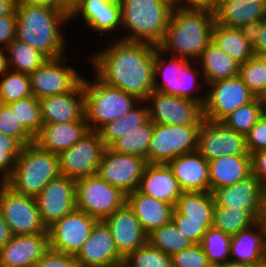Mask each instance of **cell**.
I'll return each mask as SVG.
<instances>
[{
    "label": "cell",
    "instance_id": "b9f144b4",
    "mask_svg": "<svg viewBox=\"0 0 266 267\" xmlns=\"http://www.w3.org/2000/svg\"><path fill=\"white\" fill-rule=\"evenodd\" d=\"M7 105L11 112H14L19 123L35 137L43 125L39 99L30 96Z\"/></svg>",
    "mask_w": 266,
    "mask_h": 267
},
{
    "label": "cell",
    "instance_id": "d4e9b609",
    "mask_svg": "<svg viewBox=\"0 0 266 267\" xmlns=\"http://www.w3.org/2000/svg\"><path fill=\"white\" fill-rule=\"evenodd\" d=\"M183 192H210L208 161L196 150L166 163Z\"/></svg>",
    "mask_w": 266,
    "mask_h": 267
},
{
    "label": "cell",
    "instance_id": "bcb514c9",
    "mask_svg": "<svg viewBox=\"0 0 266 267\" xmlns=\"http://www.w3.org/2000/svg\"><path fill=\"white\" fill-rule=\"evenodd\" d=\"M22 149L23 145L16 138L0 133V178L4 181L11 175Z\"/></svg>",
    "mask_w": 266,
    "mask_h": 267
},
{
    "label": "cell",
    "instance_id": "89a4df30",
    "mask_svg": "<svg viewBox=\"0 0 266 267\" xmlns=\"http://www.w3.org/2000/svg\"><path fill=\"white\" fill-rule=\"evenodd\" d=\"M168 1L171 2L172 4H174L176 6L178 0H168Z\"/></svg>",
    "mask_w": 266,
    "mask_h": 267
},
{
    "label": "cell",
    "instance_id": "836d02e7",
    "mask_svg": "<svg viewBox=\"0 0 266 267\" xmlns=\"http://www.w3.org/2000/svg\"><path fill=\"white\" fill-rule=\"evenodd\" d=\"M148 119V105L145 101H141L138 106L129 111L123 118L103 125L97 132L105 148H109L121 136L132 132V130L144 124Z\"/></svg>",
    "mask_w": 266,
    "mask_h": 267
},
{
    "label": "cell",
    "instance_id": "c3c4849f",
    "mask_svg": "<svg viewBox=\"0 0 266 267\" xmlns=\"http://www.w3.org/2000/svg\"><path fill=\"white\" fill-rule=\"evenodd\" d=\"M172 267H207L210 262L200 244H192L171 256Z\"/></svg>",
    "mask_w": 266,
    "mask_h": 267
},
{
    "label": "cell",
    "instance_id": "5bb4252c",
    "mask_svg": "<svg viewBox=\"0 0 266 267\" xmlns=\"http://www.w3.org/2000/svg\"><path fill=\"white\" fill-rule=\"evenodd\" d=\"M147 164L145 158L121 154L105 148L97 174L127 195L137 190Z\"/></svg>",
    "mask_w": 266,
    "mask_h": 267
},
{
    "label": "cell",
    "instance_id": "6da1fadb",
    "mask_svg": "<svg viewBox=\"0 0 266 267\" xmlns=\"http://www.w3.org/2000/svg\"><path fill=\"white\" fill-rule=\"evenodd\" d=\"M114 37H111L109 46L89 57L94 75L105 84L145 101L154 88V63L158 46L119 37L113 40Z\"/></svg>",
    "mask_w": 266,
    "mask_h": 267
},
{
    "label": "cell",
    "instance_id": "f1b7e54d",
    "mask_svg": "<svg viewBox=\"0 0 266 267\" xmlns=\"http://www.w3.org/2000/svg\"><path fill=\"white\" fill-rule=\"evenodd\" d=\"M266 258V228L258 220L232 236L230 261L253 266Z\"/></svg>",
    "mask_w": 266,
    "mask_h": 267
},
{
    "label": "cell",
    "instance_id": "60d3db41",
    "mask_svg": "<svg viewBox=\"0 0 266 267\" xmlns=\"http://www.w3.org/2000/svg\"><path fill=\"white\" fill-rule=\"evenodd\" d=\"M232 236L213 226L204 233L200 245L210 263L224 264L230 261Z\"/></svg>",
    "mask_w": 266,
    "mask_h": 267
},
{
    "label": "cell",
    "instance_id": "db71d44e",
    "mask_svg": "<svg viewBox=\"0 0 266 267\" xmlns=\"http://www.w3.org/2000/svg\"><path fill=\"white\" fill-rule=\"evenodd\" d=\"M250 31L254 56H266V18Z\"/></svg>",
    "mask_w": 266,
    "mask_h": 267
},
{
    "label": "cell",
    "instance_id": "83f0119b",
    "mask_svg": "<svg viewBox=\"0 0 266 267\" xmlns=\"http://www.w3.org/2000/svg\"><path fill=\"white\" fill-rule=\"evenodd\" d=\"M90 131L86 121L43 124L34 142L44 150L59 153L71 148Z\"/></svg>",
    "mask_w": 266,
    "mask_h": 267
},
{
    "label": "cell",
    "instance_id": "f5cc1de1",
    "mask_svg": "<svg viewBox=\"0 0 266 267\" xmlns=\"http://www.w3.org/2000/svg\"><path fill=\"white\" fill-rule=\"evenodd\" d=\"M16 37V12L0 17V48H7Z\"/></svg>",
    "mask_w": 266,
    "mask_h": 267
},
{
    "label": "cell",
    "instance_id": "a7ac6f4b",
    "mask_svg": "<svg viewBox=\"0 0 266 267\" xmlns=\"http://www.w3.org/2000/svg\"><path fill=\"white\" fill-rule=\"evenodd\" d=\"M207 267H222V264L210 263Z\"/></svg>",
    "mask_w": 266,
    "mask_h": 267
},
{
    "label": "cell",
    "instance_id": "277c9868",
    "mask_svg": "<svg viewBox=\"0 0 266 267\" xmlns=\"http://www.w3.org/2000/svg\"><path fill=\"white\" fill-rule=\"evenodd\" d=\"M119 2L122 32L125 30V35H121L119 39L158 46L165 36L175 5L168 0H119Z\"/></svg>",
    "mask_w": 266,
    "mask_h": 267
},
{
    "label": "cell",
    "instance_id": "d590c367",
    "mask_svg": "<svg viewBox=\"0 0 266 267\" xmlns=\"http://www.w3.org/2000/svg\"><path fill=\"white\" fill-rule=\"evenodd\" d=\"M9 70L30 74L49 58L29 44L13 39L6 48Z\"/></svg>",
    "mask_w": 266,
    "mask_h": 267
},
{
    "label": "cell",
    "instance_id": "f907efd6",
    "mask_svg": "<svg viewBox=\"0 0 266 267\" xmlns=\"http://www.w3.org/2000/svg\"><path fill=\"white\" fill-rule=\"evenodd\" d=\"M249 154L266 149V112L245 136Z\"/></svg>",
    "mask_w": 266,
    "mask_h": 267
},
{
    "label": "cell",
    "instance_id": "8fae6325",
    "mask_svg": "<svg viewBox=\"0 0 266 267\" xmlns=\"http://www.w3.org/2000/svg\"><path fill=\"white\" fill-rule=\"evenodd\" d=\"M0 211L11 235L48 232L35 197L16 193L5 184L0 187Z\"/></svg>",
    "mask_w": 266,
    "mask_h": 267
},
{
    "label": "cell",
    "instance_id": "5b68a950",
    "mask_svg": "<svg viewBox=\"0 0 266 267\" xmlns=\"http://www.w3.org/2000/svg\"><path fill=\"white\" fill-rule=\"evenodd\" d=\"M59 176L58 154L44 150L33 142L23 146L5 185L16 193L36 197L51 180Z\"/></svg>",
    "mask_w": 266,
    "mask_h": 267
},
{
    "label": "cell",
    "instance_id": "9c48e42d",
    "mask_svg": "<svg viewBox=\"0 0 266 267\" xmlns=\"http://www.w3.org/2000/svg\"><path fill=\"white\" fill-rule=\"evenodd\" d=\"M200 127L154 124L148 163L166 164L177 156L196 151Z\"/></svg>",
    "mask_w": 266,
    "mask_h": 267
},
{
    "label": "cell",
    "instance_id": "ac0fdd59",
    "mask_svg": "<svg viewBox=\"0 0 266 267\" xmlns=\"http://www.w3.org/2000/svg\"><path fill=\"white\" fill-rule=\"evenodd\" d=\"M75 189L76 180L61 175L51 180L35 197L41 220L46 228L76 209Z\"/></svg>",
    "mask_w": 266,
    "mask_h": 267
},
{
    "label": "cell",
    "instance_id": "3957f363",
    "mask_svg": "<svg viewBox=\"0 0 266 267\" xmlns=\"http://www.w3.org/2000/svg\"><path fill=\"white\" fill-rule=\"evenodd\" d=\"M214 12L174 7L158 49L172 57L197 61L213 40Z\"/></svg>",
    "mask_w": 266,
    "mask_h": 267
},
{
    "label": "cell",
    "instance_id": "8d00e7d4",
    "mask_svg": "<svg viewBox=\"0 0 266 267\" xmlns=\"http://www.w3.org/2000/svg\"><path fill=\"white\" fill-rule=\"evenodd\" d=\"M154 124L148 119L144 124L121 136L109 148L121 154L135 155L148 162V151Z\"/></svg>",
    "mask_w": 266,
    "mask_h": 267
},
{
    "label": "cell",
    "instance_id": "d6a6232c",
    "mask_svg": "<svg viewBox=\"0 0 266 267\" xmlns=\"http://www.w3.org/2000/svg\"><path fill=\"white\" fill-rule=\"evenodd\" d=\"M212 42L241 64L254 56L250 30L215 23Z\"/></svg>",
    "mask_w": 266,
    "mask_h": 267
},
{
    "label": "cell",
    "instance_id": "f35d334b",
    "mask_svg": "<svg viewBox=\"0 0 266 267\" xmlns=\"http://www.w3.org/2000/svg\"><path fill=\"white\" fill-rule=\"evenodd\" d=\"M258 220L246 209L215 206L212 226L233 236L239 231L252 226Z\"/></svg>",
    "mask_w": 266,
    "mask_h": 267
},
{
    "label": "cell",
    "instance_id": "be15d7a7",
    "mask_svg": "<svg viewBox=\"0 0 266 267\" xmlns=\"http://www.w3.org/2000/svg\"><path fill=\"white\" fill-rule=\"evenodd\" d=\"M222 267H252V266L247 265V264L228 261V262L222 264Z\"/></svg>",
    "mask_w": 266,
    "mask_h": 267
},
{
    "label": "cell",
    "instance_id": "f6af8a7d",
    "mask_svg": "<svg viewBox=\"0 0 266 267\" xmlns=\"http://www.w3.org/2000/svg\"><path fill=\"white\" fill-rule=\"evenodd\" d=\"M123 267H172V259L147 242L124 258Z\"/></svg>",
    "mask_w": 266,
    "mask_h": 267
},
{
    "label": "cell",
    "instance_id": "9f6ffc18",
    "mask_svg": "<svg viewBox=\"0 0 266 267\" xmlns=\"http://www.w3.org/2000/svg\"><path fill=\"white\" fill-rule=\"evenodd\" d=\"M220 0H178L176 7L182 9L209 10L214 12Z\"/></svg>",
    "mask_w": 266,
    "mask_h": 267
},
{
    "label": "cell",
    "instance_id": "7402d4cb",
    "mask_svg": "<svg viewBox=\"0 0 266 267\" xmlns=\"http://www.w3.org/2000/svg\"><path fill=\"white\" fill-rule=\"evenodd\" d=\"M104 222L110 228L117 250L123 258L147 243L148 235L127 203L109 215Z\"/></svg>",
    "mask_w": 266,
    "mask_h": 267
},
{
    "label": "cell",
    "instance_id": "91938a15",
    "mask_svg": "<svg viewBox=\"0 0 266 267\" xmlns=\"http://www.w3.org/2000/svg\"><path fill=\"white\" fill-rule=\"evenodd\" d=\"M18 0H0V17L10 15L16 10Z\"/></svg>",
    "mask_w": 266,
    "mask_h": 267
},
{
    "label": "cell",
    "instance_id": "4316f807",
    "mask_svg": "<svg viewBox=\"0 0 266 267\" xmlns=\"http://www.w3.org/2000/svg\"><path fill=\"white\" fill-rule=\"evenodd\" d=\"M137 190L174 207L183 193L168 165L159 163L147 164Z\"/></svg>",
    "mask_w": 266,
    "mask_h": 267
},
{
    "label": "cell",
    "instance_id": "e575fe53",
    "mask_svg": "<svg viewBox=\"0 0 266 267\" xmlns=\"http://www.w3.org/2000/svg\"><path fill=\"white\" fill-rule=\"evenodd\" d=\"M214 207L212 192H183L174 208L184 220L213 221Z\"/></svg>",
    "mask_w": 266,
    "mask_h": 267
},
{
    "label": "cell",
    "instance_id": "f546056e",
    "mask_svg": "<svg viewBox=\"0 0 266 267\" xmlns=\"http://www.w3.org/2000/svg\"><path fill=\"white\" fill-rule=\"evenodd\" d=\"M126 203L138 218L147 235L172 220L173 205L144 195L138 190L126 195Z\"/></svg>",
    "mask_w": 266,
    "mask_h": 267
},
{
    "label": "cell",
    "instance_id": "7dc6e473",
    "mask_svg": "<svg viewBox=\"0 0 266 267\" xmlns=\"http://www.w3.org/2000/svg\"><path fill=\"white\" fill-rule=\"evenodd\" d=\"M0 133L16 138L23 146L34 142V137L19 123L7 104L0 107Z\"/></svg>",
    "mask_w": 266,
    "mask_h": 267
},
{
    "label": "cell",
    "instance_id": "2e32d148",
    "mask_svg": "<svg viewBox=\"0 0 266 267\" xmlns=\"http://www.w3.org/2000/svg\"><path fill=\"white\" fill-rule=\"evenodd\" d=\"M105 146L97 131H89L71 148L58 153L62 176L73 179L97 174Z\"/></svg>",
    "mask_w": 266,
    "mask_h": 267
},
{
    "label": "cell",
    "instance_id": "94428289",
    "mask_svg": "<svg viewBox=\"0 0 266 267\" xmlns=\"http://www.w3.org/2000/svg\"><path fill=\"white\" fill-rule=\"evenodd\" d=\"M9 69L7 51L5 48H0V76Z\"/></svg>",
    "mask_w": 266,
    "mask_h": 267
},
{
    "label": "cell",
    "instance_id": "03108f58",
    "mask_svg": "<svg viewBox=\"0 0 266 267\" xmlns=\"http://www.w3.org/2000/svg\"><path fill=\"white\" fill-rule=\"evenodd\" d=\"M252 267H266V258L259 262H256Z\"/></svg>",
    "mask_w": 266,
    "mask_h": 267
},
{
    "label": "cell",
    "instance_id": "681fc988",
    "mask_svg": "<svg viewBox=\"0 0 266 267\" xmlns=\"http://www.w3.org/2000/svg\"><path fill=\"white\" fill-rule=\"evenodd\" d=\"M172 221L194 244H200L204 233L212 226L213 222L184 220V215L180 214L175 208L172 214Z\"/></svg>",
    "mask_w": 266,
    "mask_h": 267
},
{
    "label": "cell",
    "instance_id": "e7e4bbea",
    "mask_svg": "<svg viewBox=\"0 0 266 267\" xmlns=\"http://www.w3.org/2000/svg\"><path fill=\"white\" fill-rule=\"evenodd\" d=\"M24 2H38V3H48L58 7V0H19Z\"/></svg>",
    "mask_w": 266,
    "mask_h": 267
},
{
    "label": "cell",
    "instance_id": "8992f818",
    "mask_svg": "<svg viewBox=\"0 0 266 267\" xmlns=\"http://www.w3.org/2000/svg\"><path fill=\"white\" fill-rule=\"evenodd\" d=\"M164 56H166V58ZM192 62L196 63L194 64ZM196 64L197 61L185 58L172 57L169 55L167 57V54L157 49L154 63L153 91L192 100L203 107L206 93H204V90L202 91V88L205 87L204 85L206 84L203 82L202 71ZM200 78L202 79V84L199 80Z\"/></svg>",
    "mask_w": 266,
    "mask_h": 267
},
{
    "label": "cell",
    "instance_id": "4fadbf2b",
    "mask_svg": "<svg viewBox=\"0 0 266 267\" xmlns=\"http://www.w3.org/2000/svg\"><path fill=\"white\" fill-rule=\"evenodd\" d=\"M67 56L48 59L41 67L29 74L32 95L40 99L46 96L62 95L72 91L81 81L75 66L65 65Z\"/></svg>",
    "mask_w": 266,
    "mask_h": 267
},
{
    "label": "cell",
    "instance_id": "74e56055",
    "mask_svg": "<svg viewBox=\"0 0 266 267\" xmlns=\"http://www.w3.org/2000/svg\"><path fill=\"white\" fill-rule=\"evenodd\" d=\"M147 242L170 256L194 244L172 220L148 234Z\"/></svg>",
    "mask_w": 266,
    "mask_h": 267
},
{
    "label": "cell",
    "instance_id": "ee69618b",
    "mask_svg": "<svg viewBox=\"0 0 266 267\" xmlns=\"http://www.w3.org/2000/svg\"><path fill=\"white\" fill-rule=\"evenodd\" d=\"M238 76L254 97L265 99V67L260 57L253 56L242 63Z\"/></svg>",
    "mask_w": 266,
    "mask_h": 267
},
{
    "label": "cell",
    "instance_id": "d6986e66",
    "mask_svg": "<svg viewBox=\"0 0 266 267\" xmlns=\"http://www.w3.org/2000/svg\"><path fill=\"white\" fill-rule=\"evenodd\" d=\"M76 259L81 267H123L124 264L111 230L104 221L95 224Z\"/></svg>",
    "mask_w": 266,
    "mask_h": 267
},
{
    "label": "cell",
    "instance_id": "2644e50d",
    "mask_svg": "<svg viewBox=\"0 0 266 267\" xmlns=\"http://www.w3.org/2000/svg\"><path fill=\"white\" fill-rule=\"evenodd\" d=\"M4 104L1 93H0V107Z\"/></svg>",
    "mask_w": 266,
    "mask_h": 267
},
{
    "label": "cell",
    "instance_id": "484cf974",
    "mask_svg": "<svg viewBox=\"0 0 266 267\" xmlns=\"http://www.w3.org/2000/svg\"><path fill=\"white\" fill-rule=\"evenodd\" d=\"M214 17L219 25L251 30L266 18V3L261 0H220Z\"/></svg>",
    "mask_w": 266,
    "mask_h": 267
},
{
    "label": "cell",
    "instance_id": "52a82bcc",
    "mask_svg": "<svg viewBox=\"0 0 266 267\" xmlns=\"http://www.w3.org/2000/svg\"><path fill=\"white\" fill-rule=\"evenodd\" d=\"M92 77L94 80L86 76L82 78L85 119L91 131H98L103 125L123 118L141 102L134 95L105 84L95 75Z\"/></svg>",
    "mask_w": 266,
    "mask_h": 267
},
{
    "label": "cell",
    "instance_id": "11a10c76",
    "mask_svg": "<svg viewBox=\"0 0 266 267\" xmlns=\"http://www.w3.org/2000/svg\"><path fill=\"white\" fill-rule=\"evenodd\" d=\"M251 174L266 187V149L250 154Z\"/></svg>",
    "mask_w": 266,
    "mask_h": 267
},
{
    "label": "cell",
    "instance_id": "003e7915",
    "mask_svg": "<svg viewBox=\"0 0 266 267\" xmlns=\"http://www.w3.org/2000/svg\"><path fill=\"white\" fill-rule=\"evenodd\" d=\"M264 63V67H265V98H266V56H259Z\"/></svg>",
    "mask_w": 266,
    "mask_h": 267
},
{
    "label": "cell",
    "instance_id": "30bf717a",
    "mask_svg": "<svg viewBox=\"0 0 266 267\" xmlns=\"http://www.w3.org/2000/svg\"><path fill=\"white\" fill-rule=\"evenodd\" d=\"M149 119L153 124L201 126L203 107L192 100L152 91L145 99Z\"/></svg>",
    "mask_w": 266,
    "mask_h": 267
},
{
    "label": "cell",
    "instance_id": "ffe728a7",
    "mask_svg": "<svg viewBox=\"0 0 266 267\" xmlns=\"http://www.w3.org/2000/svg\"><path fill=\"white\" fill-rule=\"evenodd\" d=\"M264 190L265 186L251 174L236 184L215 189L212 193L215 206L243 208L259 220L262 217Z\"/></svg>",
    "mask_w": 266,
    "mask_h": 267
},
{
    "label": "cell",
    "instance_id": "680465c9",
    "mask_svg": "<svg viewBox=\"0 0 266 267\" xmlns=\"http://www.w3.org/2000/svg\"><path fill=\"white\" fill-rule=\"evenodd\" d=\"M11 236L9 227L0 211V250L8 242Z\"/></svg>",
    "mask_w": 266,
    "mask_h": 267
},
{
    "label": "cell",
    "instance_id": "6125c7cd",
    "mask_svg": "<svg viewBox=\"0 0 266 267\" xmlns=\"http://www.w3.org/2000/svg\"><path fill=\"white\" fill-rule=\"evenodd\" d=\"M259 221L266 228V187L263 193L262 217L259 219Z\"/></svg>",
    "mask_w": 266,
    "mask_h": 267
},
{
    "label": "cell",
    "instance_id": "cb8c5ba5",
    "mask_svg": "<svg viewBox=\"0 0 266 267\" xmlns=\"http://www.w3.org/2000/svg\"><path fill=\"white\" fill-rule=\"evenodd\" d=\"M43 124L84 121V91L82 81L70 92L39 99Z\"/></svg>",
    "mask_w": 266,
    "mask_h": 267
},
{
    "label": "cell",
    "instance_id": "7c38bea8",
    "mask_svg": "<svg viewBox=\"0 0 266 267\" xmlns=\"http://www.w3.org/2000/svg\"><path fill=\"white\" fill-rule=\"evenodd\" d=\"M205 91L203 117L215 122H222L239 107L255 98L239 76L208 83Z\"/></svg>",
    "mask_w": 266,
    "mask_h": 267
},
{
    "label": "cell",
    "instance_id": "44dd1931",
    "mask_svg": "<svg viewBox=\"0 0 266 267\" xmlns=\"http://www.w3.org/2000/svg\"><path fill=\"white\" fill-rule=\"evenodd\" d=\"M49 249L48 232L12 235L0 250V267H34Z\"/></svg>",
    "mask_w": 266,
    "mask_h": 267
},
{
    "label": "cell",
    "instance_id": "6f0895ef",
    "mask_svg": "<svg viewBox=\"0 0 266 267\" xmlns=\"http://www.w3.org/2000/svg\"><path fill=\"white\" fill-rule=\"evenodd\" d=\"M83 1L84 0H58V8L70 16Z\"/></svg>",
    "mask_w": 266,
    "mask_h": 267
},
{
    "label": "cell",
    "instance_id": "e0dca14e",
    "mask_svg": "<svg viewBox=\"0 0 266 267\" xmlns=\"http://www.w3.org/2000/svg\"><path fill=\"white\" fill-rule=\"evenodd\" d=\"M97 222L87 213L74 209L47 228L49 248L76 256Z\"/></svg>",
    "mask_w": 266,
    "mask_h": 267
},
{
    "label": "cell",
    "instance_id": "ab89813d",
    "mask_svg": "<svg viewBox=\"0 0 266 267\" xmlns=\"http://www.w3.org/2000/svg\"><path fill=\"white\" fill-rule=\"evenodd\" d=\"M266 112L265 99L255 97L226 117L222 123L236 133L246 134Z\"/></svg>",
    "mask_w": 266,
    "mask_h": 267
},
{
    "label": "cell",
    "instance_id": "ba28073f",
    "mask_svg": "<svg viewBox=\"0 0 266 267\" xmlns=\"http://www.w3.org/2000/svg\"><path fill=\"white\" fill-rule=\"evenodd\" d=\"M76 209L104 221L126 203V194L98 174L76 179Z\"/></svg>",
    "mask_w": 266,
    "mask_h": 267
},
{
    "label": "cell",
    "instance_id": "1f68e13d",
    "mask_svg": "<svg viewBox=\"0 0 266 267\" xmlns=\"http://www.w3.org/2000/svg\"><path fill=\"white\" fill-rule=\"evenodd\" d=\"M200 64V65H199ZM205 84L238 76L241 63L211 42L197 60Z\"/></svg>",
    "mask_w": 266,
    "mask_h": 267
},
{
    "label": "cell",
    "instance_id": "7a4b0ae2",
    "mask_svg": "<svg viewBox=\"0 0 266 267\" xmlns=\"http://www.w3.org/2000/svg\"><path fill=\"white\" fill-rule=\"evenodd\" d=\"M16 39L39 50L49 59L67 55L62 28L70 17L57 6L48 3L17 1ZM66 47V48H65Z\"/></svg>",
    "mask_w": 266,
    "mask_h": 267
},
{
    "label": "cell",
    "instance_id": "4dcf8cb0",
    "mask_svg": "<svg viewBox=\"0 0 266 267\" xmlns=\"http://www.w3.org/2000/svg\"><path fill=\"white\" fill-rule=\"evenodd\" d=\"M210 192L236 184L251 175L250 156H226L208 162Z\"/></svg>",
    "mask_w": 266,
    "mask_h": 267
},
{
    "label": "cell",
    "instance_id": "7bdbcfd3",
    "mask_svg": "<svg viewBox=\"0 0 266 267\" xmlns=\"http://www.w3.org/2000/svg\"><path fill=\"white\" fill-rule=\"evenodd\" d=\"M1 76L0 93L4 104L33 96L29 74L8 69Z\"/></svg>",
    "mask_w": 266,
    "mask_h": 267
},
{
    "label": "cell",
    "instance_id": "816d5d0a",
    "mask_svg": "<svg viewBox=\"0 0 266 267\" xmlns=\"http://www.w3.org/2000/svg\"><path fill=\"white\" fill-rule=\"evenodd\" d=\"M34 267H81L75 255L49 249Z\"/></svg>",
    "mask_w": 266,
    "mask_h": 267
},
{
    "label": "cell",
    "instance_id": "603a6c76",
    "mask_svg": "<svg viewBox=\"0 0 266 267\" xmlns=\"http://www.w3.org/2000/svg\"><path fill=\"white\" fill-rule=\"evenodd\" d=\"M69 17L71 21L80 17L91 31L103 35L122 29L119 0H84Z\"/></svg>",
    "mask_w": 266,
    "mask_h": 267
},
{
    "label": "cell",
    "instance_id": "9a60e30c",
    "mask_svg": "<svg viewBox=\"0 0 266 267\" xmlns=\"http://www.w3.org/2000/svg\"><path fill=\"white\" fill-rule=\"evenodd\" d=\"M197 151L209 162L226 156H250L245 135L222 122L204 119L198 134Z\"/></svg>",
    "mask_w": 266,
    "mask_h": 267
},
{
    "label": "cell",
    "instance_id": "8c879c8a",
    "mask_svg": "<svg viewBox=\"0 0 266 267\" xmlns=\"http://www.w3.org/2000/svg\"><path fill=\"white\" fill-rule=\"evenodd\" d=\"M4 184H5V181L2 178H0V187L3 186Z\"/></svg>",
    "mask_w": 266,
    "mask_h": 267
}]
</instances>
